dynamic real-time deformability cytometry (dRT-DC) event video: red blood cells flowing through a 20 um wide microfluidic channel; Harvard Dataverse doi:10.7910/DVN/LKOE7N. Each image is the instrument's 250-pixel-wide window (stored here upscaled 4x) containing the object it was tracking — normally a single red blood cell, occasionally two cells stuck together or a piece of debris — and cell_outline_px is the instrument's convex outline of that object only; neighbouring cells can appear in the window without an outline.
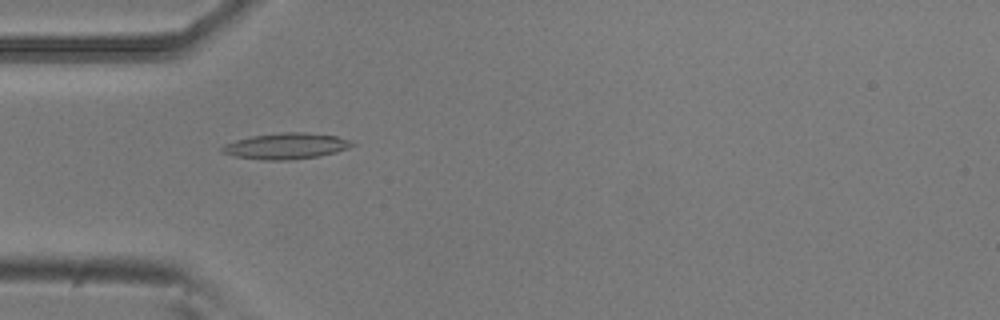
{"species": "common noctule bat (a hibernating species)", "species_latin": "Nyctalus noctula", "temperature_condition": "room temperature", "stored_images_in_passage": 38, "camera_frame_rate_fps": 3000, "um_per_image_px": 0.085, "animal": {"sex": "male", "body_mass_g": 20.5, "forearm_length_mm": 52.5}, "frame": {"image": 1, "passage_image": 1, "time_ms": 0.0, "image_size_px": [1000, 320], "cell_outline_px": [[356, 144], [348, 148], [336, 152], [320, 156], [292, 160], [264, 160], [236, 156], [220, 152], [220, 148], [224, 144], [236, 140], [252, 136], [284, 132], [304, 132], [336, 136], [352, 140]], "centroid_in_image_um": [24.34, 12.42], "position_along_channel_um": 60.7, "area_um2": 19.77}}
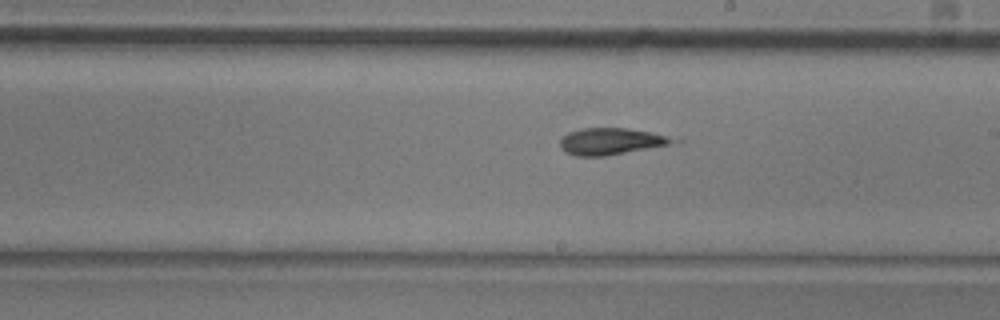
{"frame": {"image": 2, "passage_image": 15, "time_ms": 4.667, "image_size_px": [1000, 320], "cell_outline_px": [[684, 140], [668, 144], [604, 156], [576, 156], [560, 148], [560, 140], [568, 132], [580, 128], [628, 128], [652, 132]], "centroid_in_image_um": [51.93, 12.0], "position_along_channel_um": 237.1, "area_um2": 17.4}}
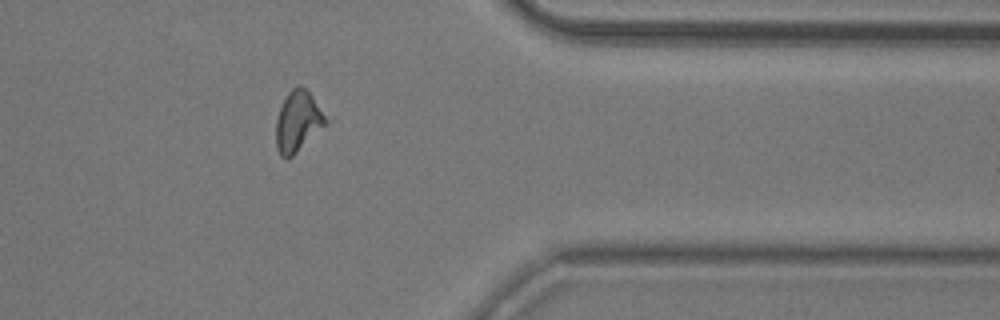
{"frame": {"image": 3, "passage_image": 28, "time_ms": 9.0, "image_size_px": [1000, 320], "cell_outline_px": [[332, 120], [328, 124], [292, 156], [280, 156], [276, 148], [276, 120], [280, 108], [288, 92], [296, 84], [300, 84], [308, 88]], "centroid_in_image_um": [25.4, 10.25], "position_along_channel_um": 386.0, "area_um2": 18.26}, "authors_computed_cell_mechanics": {"area_um2": 17.1377, "velocity_mm_per_s": 3.8046, "shape_relaxation_time_tau1_ms": null, "shape_relaxation_time_tau2_ms": 3.4653, "deformation_change_tau1": null, "deformation_change_tau2": 0.1228}}